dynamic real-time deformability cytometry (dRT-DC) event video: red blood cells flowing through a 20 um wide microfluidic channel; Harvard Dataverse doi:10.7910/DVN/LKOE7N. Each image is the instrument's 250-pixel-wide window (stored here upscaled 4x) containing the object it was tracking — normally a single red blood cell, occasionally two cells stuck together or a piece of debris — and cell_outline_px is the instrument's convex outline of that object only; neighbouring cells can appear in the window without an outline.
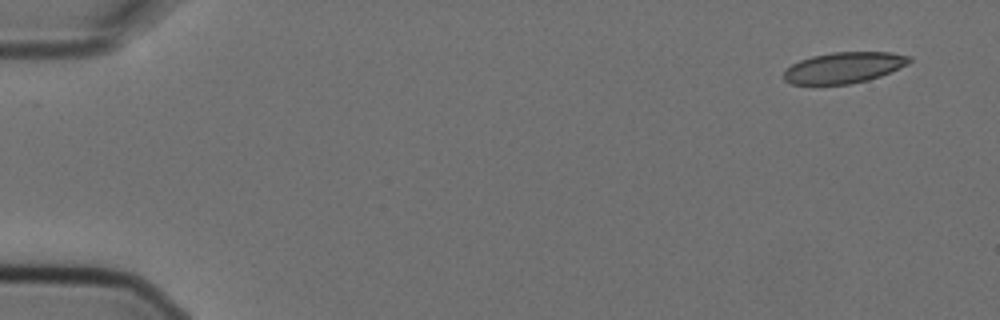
{"species": "Egyptian fruit bat (a non-hibernating species)", "species_latin": "Rousettus aegyptiacus", "temperature_condition": "cold", "stored_images_in_passage": 4, "camera_frame_rate_fps": 3000, "um_per_image_px": 0.085, "animal": {"sex": "female"}, "frame": {"image": 1, "passage_image": 1, "time_ms": 0.0, "image_size_px": [1000, 320], "cell_outline_px": [[912, 60], [908, 64], [880, 76], [868, 80], [848, 84], [792, 84], [784, 80], [784, 72], [792, 64], [800, 60], [812, 56], [832, 52], [892, 52], [912, 56]], "centroid_in_image_um": [71.76, 5.74], "position_along_channel_um": 13.2, "area_um2": 22.6}}